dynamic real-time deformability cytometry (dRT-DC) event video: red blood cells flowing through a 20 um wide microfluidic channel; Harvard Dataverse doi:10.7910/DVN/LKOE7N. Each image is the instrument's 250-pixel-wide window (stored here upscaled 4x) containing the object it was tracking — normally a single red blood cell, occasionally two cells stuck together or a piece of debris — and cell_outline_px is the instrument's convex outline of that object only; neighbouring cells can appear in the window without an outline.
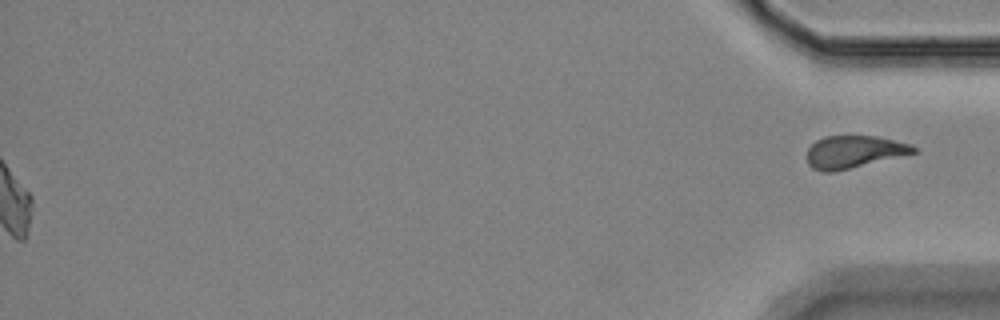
{"species": "Egyptian fruit bat (a non-hibernating species)", "species_latin": "Rousettus aegyptiacus", "temperature_condition": "room temperature", "stored_images_in_passage": 46, "segment_of_instrument_passage": [2, 2], "camera_frame_rate_fps": 3000, "um_per_image_px": 0.085, "animal": {"sex": "female"}, "frame": {"image": 1, "passage_image": 46, "time_ms": 15.0, "image_size_px": [1000, 320], "cell_outline_px": [[916, 152], [832, 172], [820, 172], [812, 168], [808, 164], [808, 148], [816, 140], [824, 136], [876, 136], [908, 144], [916, 148]], "centroid_in_image_um": [72.51, 12.9], "position_along_channel_um": 362.7, "area_um2": 19.65}}